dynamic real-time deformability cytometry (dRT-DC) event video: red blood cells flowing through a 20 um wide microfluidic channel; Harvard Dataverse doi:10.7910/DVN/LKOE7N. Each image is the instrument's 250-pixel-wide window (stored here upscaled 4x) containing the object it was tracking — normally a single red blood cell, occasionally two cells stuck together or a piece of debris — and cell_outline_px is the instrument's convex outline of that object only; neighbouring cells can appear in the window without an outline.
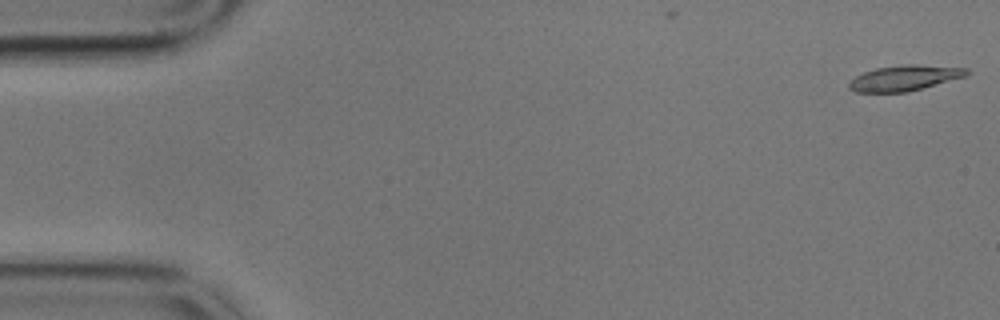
{"species": "common noctule bat (a hibernating species)", "species_latin": "Nyctalus noctula", "temperature_condition": "cold", "stored_images_in_passage": 10, "camera_frame_rate_fps": 3000, "um_per_image_px": 0.085, "animal": {"sex": "male", "body_mass_g": 17.9}, "frame": {"image": 1, "passage_image": 1, "time_ms": 0.0, "image_size_px": [1000, 320], "cell_outline_px": [[968, 72], [964, 76], [908, 92], [856, 92], [848, 88], [848, 84], [856, 76], [864, 72], [876, 68], [900, 64], [916, 64], [968, 68]], "centroid_in_image_um": [76.85, 6.62], "position_along_channel_um": 8.2, "area_um2": 17.28}}